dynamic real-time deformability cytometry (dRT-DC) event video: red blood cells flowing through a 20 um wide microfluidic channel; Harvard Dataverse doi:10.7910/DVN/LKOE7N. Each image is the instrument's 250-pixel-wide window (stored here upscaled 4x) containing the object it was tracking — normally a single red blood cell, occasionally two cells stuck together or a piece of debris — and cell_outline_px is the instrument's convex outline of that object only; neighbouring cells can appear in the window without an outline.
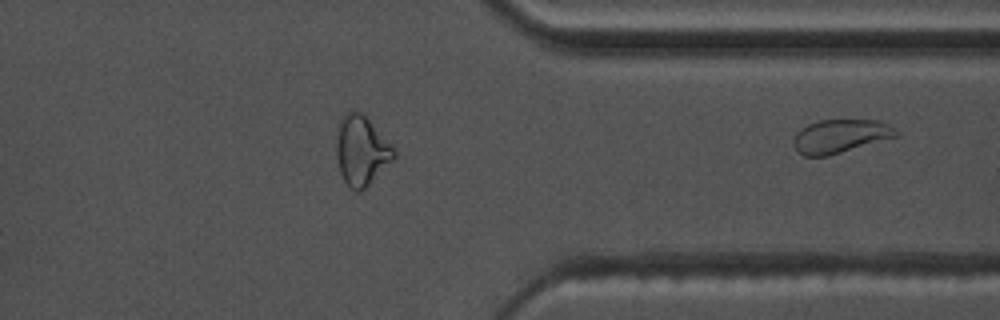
{"species": "common noctule bat (a hibernating species)", "species_latin": "Nyctalus noctula", "temperature_condition": "warm", "stored_images_in_passage": 31, "segment_of_instrument_passage": [2, 2], "camera_frame_rate_fps": 3000, "um_per_image_px": 0.085, "animal": {"sex": "male", "body_mass_g": 17.5, "forearm_length_mm": 52.3}, "frame": {"image": 1, "passage_image": 31, "time_ms": 10.0, "image_size_px": [1000, 320], "cell_outline_px": [[900, 136], [828, 156], [804, 156], [792, 144], [792, 140], [796, 132], [800, 128], [808, 124], [820, 120], [876, 120], [888, 124], [900, 132]], "centroid_in_image_um": [71.44, 11.57], "position_along_channel_um": 340.0, "area_um2": 20.23}}